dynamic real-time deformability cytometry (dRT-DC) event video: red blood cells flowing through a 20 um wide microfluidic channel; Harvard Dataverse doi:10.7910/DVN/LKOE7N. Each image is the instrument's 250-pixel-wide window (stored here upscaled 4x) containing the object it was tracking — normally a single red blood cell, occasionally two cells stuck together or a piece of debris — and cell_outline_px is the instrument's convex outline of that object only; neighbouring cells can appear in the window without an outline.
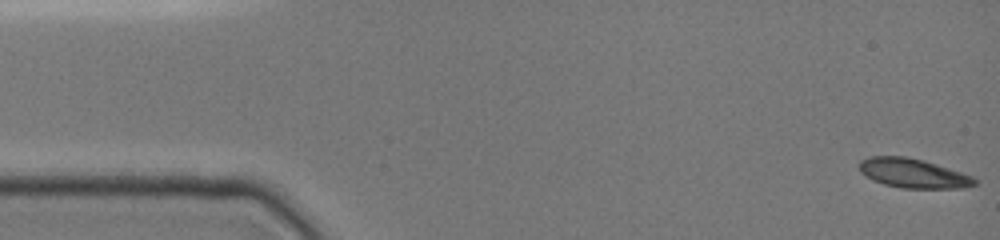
{"species": "common noctule bat (a hibernating species)", "species_latin": "Nyctalus noctula", "temperature_condition": "cold", "stored_images_in_passage": 108, "camera_frame_rate_fps": 3000, "um_per_image_px": 0.085, "animal": {"sex": "female", "body_mass_g": 19.0, "forearm_length_mm": 51.5}, "frame": {"image": 1, "passage_image": 1, "time_ms": 0.0, "image_size_px": [1000, 240], "cell_outline_px": [[976, 184], [964, 188], [900, 188], [884, 184], [872, 180], [860, 172], [860, 160], [868, 156], [908, 156], [924, 160], [972, 176], [976, 180]], "centroid_in_image_um": [77.58, 14.72], "position_along_channel_um": 7.4, "area_um2": 19.71}}
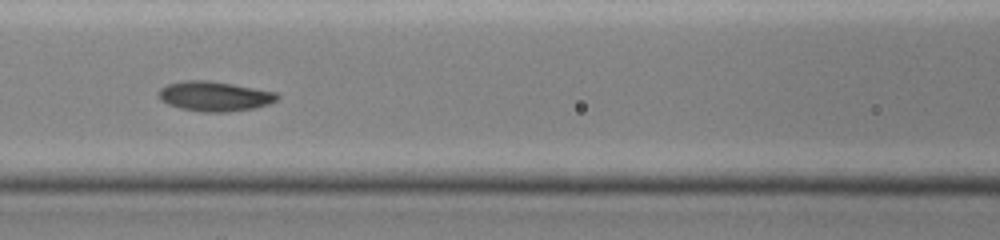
{"frame": {"image": 2, "passage_image": 47, "time_ms": 6.667, "image_size_px": [1000, 240], "cell_outline_px": [[280, 96], [276, 100], [268, 104], [256, 108], [228, 112], [204, 112], [180, 108], [168, 104], [160, 100], [156, 96], [156, 92], [160, 88], [168, 84], [184, 80], [208, 80], [232, 84], [276, 92]], "centroid_in_image_um": [18.19, 8.18], "position_along_channel_um": 148.4, "area_um2": 20.75}}
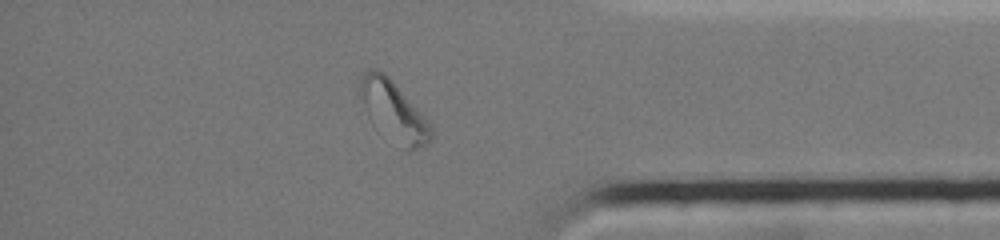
{"frame": {"image": 3, "passage_image": 90, "time_ms": 13.333, "image_size_px": [1000, 240], "cell_outline_px": [[432, 140], [428, 144], [408, 152], [396, 148], [360, 96], [360, 80], [364, 72], [368, 68], [376, 68], [384, 72], [392, 80], [432, 124]], "centroid_in_image_um": [33.56, 9.47], "position_along_channel_um": 401.6, "area_um2": 24.16}, "authors_computed_cell_mechanics": {"area_um2": 20.519, "velocity_mm_per_s": 3.9373, "shape_relaxation_time_tau1_ms": 7.289, "shape_relaxation_time_tau2_ms": null, "deformation_change_tau1": 0.2025, "deformation_change_tau2": null}}